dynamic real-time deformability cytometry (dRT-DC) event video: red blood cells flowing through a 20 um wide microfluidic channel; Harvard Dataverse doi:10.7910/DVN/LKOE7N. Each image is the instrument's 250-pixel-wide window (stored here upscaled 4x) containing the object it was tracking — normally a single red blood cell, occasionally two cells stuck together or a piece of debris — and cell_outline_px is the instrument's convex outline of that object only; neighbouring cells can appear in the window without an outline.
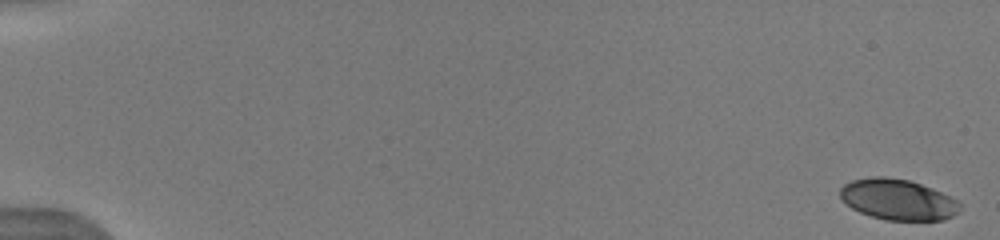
{"species": "human", "species_latin": "Homo sapiens", "temperature_condition": "warm", "stored_images_in_passage": 10, "camera_frame_rate_fps": 3000, "um_per_image_px": 0.085, "donor": {"sex": "male"}, "frame": {"image": 1, "passage_image": 1, "time_ms": 0.0, "image_size_px": [1000, 240], "cell_outline_px": [[960, 212], [944, 220], [884, 220], [860, 212], [852, 208], [840, 196], [840, 188], [844, 184], [852, 180], [872, 176], [884, 176], [908, 180], [932, 188], [956, 200], [960, 204]], "centroid_in_image_um": [76.32, 16.96], "position_along_channel_um": 8.7, "area_um2": 28.32}}
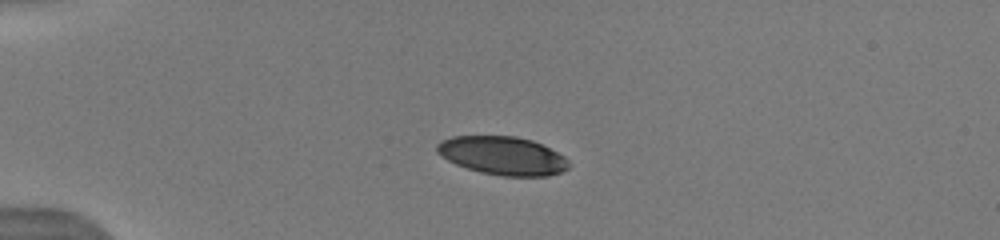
{"frame": {"image": 2, "passage_image": 7, "time_ms": 4.333, "image_size_px": [1000, 240], "cell_outline_px": [[568, 168], [560, 172], [548, 176], [500, 176], [480, 172], [456, 164], [440, 156], [436, 152], [436, 144], [440, 140], [452, 136], [516, 136], [532, 140], [564, 156], [568, 160]], "centroid_in_image_um": [42.68, 13.23], "position_along_channel_um": 42.3, "area_um2": 29.48}}